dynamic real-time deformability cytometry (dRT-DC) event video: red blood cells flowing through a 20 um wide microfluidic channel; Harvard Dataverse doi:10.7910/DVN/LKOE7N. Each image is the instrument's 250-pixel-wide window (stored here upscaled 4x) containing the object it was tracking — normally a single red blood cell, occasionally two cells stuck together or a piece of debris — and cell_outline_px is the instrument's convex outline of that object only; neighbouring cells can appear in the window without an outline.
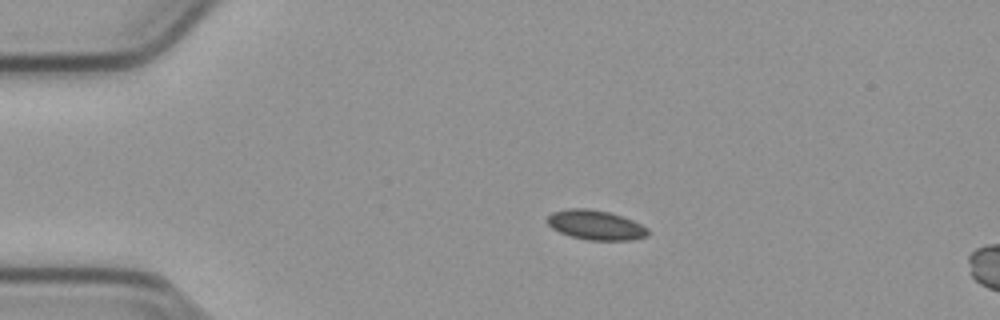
{"species": "common noctule bat (a hibernating species)", "species_latin": "Nyctalus noctula", "temperature_condition": "cold", "stored_images_in_passage": 17, "camera_frame_rate_fps": 3000, "um_per_image_px": 0.085, "animal": {"sex": "male", "body_mass_g": 23.1, "forearm_length_mm": 52.7}, "frame": {"image": 1, "passage_image": 12, "time_ms": 3.667, "image_size_px": [1000, 320], "cell_outline_px": [[648, 236], [632, 240], [588, 240], [572, 236], [560, 232], [552, 228], [548, 224], [548, 216], [552, 212], [568, 208], [588, 208], [608, 212], [632, 220], [648, 228]], "centroid_in_image_um": [50.63, 19.12], "position_along_channel_um": 34.4, "area_um2": 17.22}}